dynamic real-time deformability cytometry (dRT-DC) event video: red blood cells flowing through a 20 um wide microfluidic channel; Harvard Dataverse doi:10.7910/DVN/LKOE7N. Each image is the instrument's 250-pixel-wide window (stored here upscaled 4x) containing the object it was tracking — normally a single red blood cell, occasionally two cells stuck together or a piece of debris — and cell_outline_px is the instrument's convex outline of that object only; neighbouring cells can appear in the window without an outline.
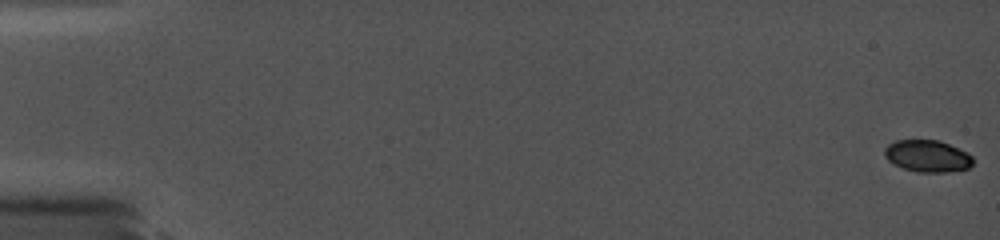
{"species": "common noctule bat (a hibernating species)", "species_latin": "Nyctalus noctula", "temperature_condition": "cold", "stored_images_in_passage": 85, "camera_frame_rate_fps": 5000, "um_per_image_px": 0.085, "animal": {"sex": "female", "body_mass_g": 19.0, "forearm_length_mm": 56.7}, "frame": {"image": 1, "passage_image": 1, "time_ms": 0.0, "image_size_px": [1000, 240], "cell_outline_px": [[972, 164], [968, 168], [944, 172], [920, 172], [904, 168], [888, 160], [884, 156], [884, 148], [888, 144], [896, 140], [940, 140], [968, 152], [972, 156]], "centroid_in_image_um": [78.83, 13.24], "position_along_channel_um": 6.2, "area_um2": 16.36}}
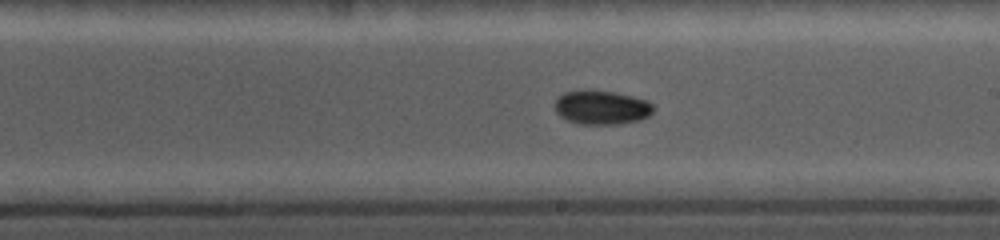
{"frame": {"image": 2, "passage_image": 50, "time_ms": 10.8, "image_size_px": [1000, 240], "cell_outline_px": [[652, 112], [648, 116], [636, 120], [616, 124], [580, 124], [568, 120], [560, 116], [556, 112], [556, 100], [564, 92], [584, 88], [612, 92], [632, 96], [644, 100], [652, 104]], "centroid_in_image_um": [51.08, 9.11], "position_along_channel_um": 237.9, "area_um2": 19.36}}
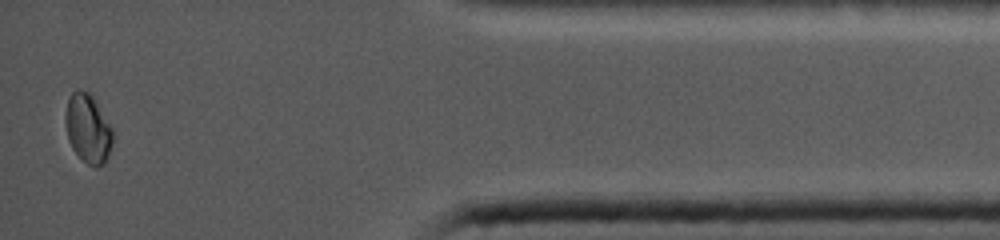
{"frame": {"image": 3, "passage_image": 85, "time_ms": 16.6, "image_size_px": [1000, 240], "cell_outline_px": [[112, 144], [108, 156], [104, 164], [96, 168], [88, 164], [72, 148], [68, 140], [64, 124], [64, 112], [68, 100], [72, 92], [88, 92], [92, 96], [112, 128]], "centroid_in_image_um": [7.45, 10.96], "position_along_channel_um": 427.7, "area_um2": 18.79}}